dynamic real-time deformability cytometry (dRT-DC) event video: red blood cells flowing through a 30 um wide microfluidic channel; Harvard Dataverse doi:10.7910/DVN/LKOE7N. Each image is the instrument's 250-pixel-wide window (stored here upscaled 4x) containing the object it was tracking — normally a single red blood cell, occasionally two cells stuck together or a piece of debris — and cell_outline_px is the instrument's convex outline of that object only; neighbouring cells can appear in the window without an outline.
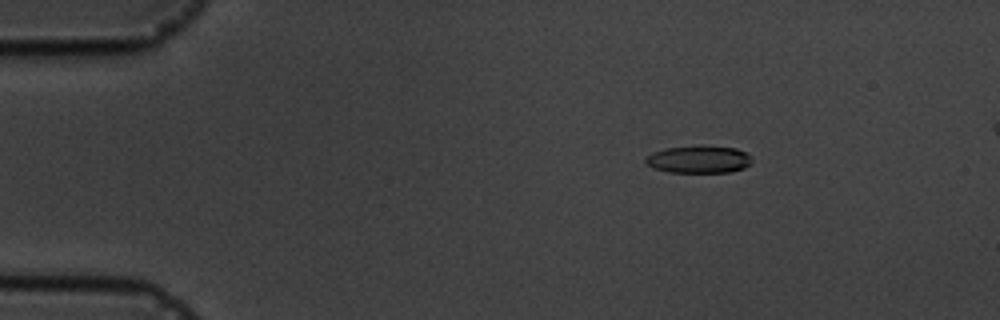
{"species": "common noctule bat (a hibernating species)", "species_latin": "Nyctalus noctula", "temperature_condition": "cold", "stored_images_in_passage": 4, "camera_frame_rate_fps": 3000, "um_per_image_px": 0.085, "animal": {"sex": "male", "body_mass_g": 19.5, "forearm_length_mm": 54.6}, "frame": {"image": 1, "passage_image": 1, "time_ms": 0.0, "image_size_px": [1000, 320], "cell_outline_px": [[752, 164], [744, 168], [732, 172], [668, 172], [656, 168], [648, 164], [644, 160], [652, 152], [664, 148], [736, 148], [748, 152], [752, 156]], "centroid_in_image_um": [59.47, 13.58], "position_along_channel_um": 25.5, "area_um2": 16.42}}
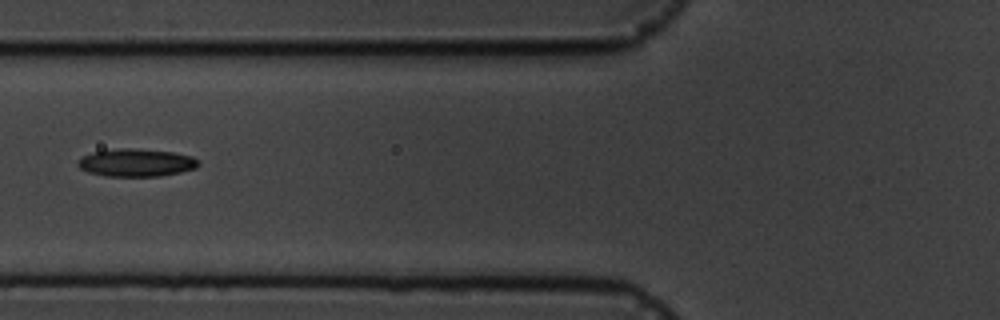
{"frame": {"image": 2, "passage_image": 4, "time_ms": 4.333, "image_size_px": [1000, 320], "cell_outline_px": [[200, 164], [196, 168], [180, 172], [160, 176], [108, 176], [88, 172], [80, 168], [76, 164], [84, 156], [92, 152], [120, 148], [136, 148], [172, 152], [192, 156]], "centroid_in_image_um": [11.59, 13.82], "position_along_channel_um": 114.2, "area_um2": 19.36}}